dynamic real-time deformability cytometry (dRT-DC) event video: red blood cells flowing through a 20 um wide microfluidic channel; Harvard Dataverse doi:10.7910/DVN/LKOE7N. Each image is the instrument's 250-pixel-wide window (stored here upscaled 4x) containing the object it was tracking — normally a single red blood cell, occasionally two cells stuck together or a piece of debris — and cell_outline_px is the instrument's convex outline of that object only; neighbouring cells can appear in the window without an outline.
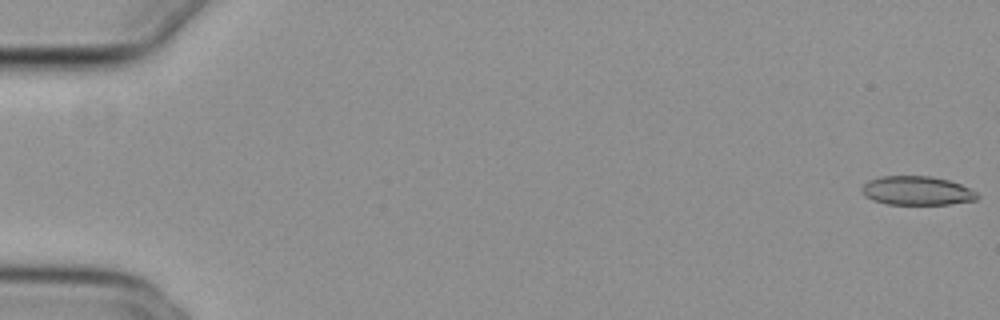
{"species": "common noctule bat (a hibernating species)", "species_latin": "Nyctalus noctula", "temperature_condition": "cold", "stored_images_in_passage": 48, "camera_frame_rate_fps": 3000, "um_per_image_px": 0.085, "animal": {"sex": "female", "body_mass_g": 29.2, "forearm_length_mm": 56.3}, "frame": {"image": 1, "passage_image": 1, "time_ms": 0.0, "image_size_px": [1000, 320], "cell_outline_px": [[980, 196], [976, 200], [948, 204], [888, 204], [872, 200], [864, 196], [860, 188], [868, 180], [880, 176], [932, 176], [948, 180], [960, 184], [976, 192]], "centroid_in_image_um": [77.91, 16.2], "position_along_channel_um": 7.1, "area_um2": 19.48}}
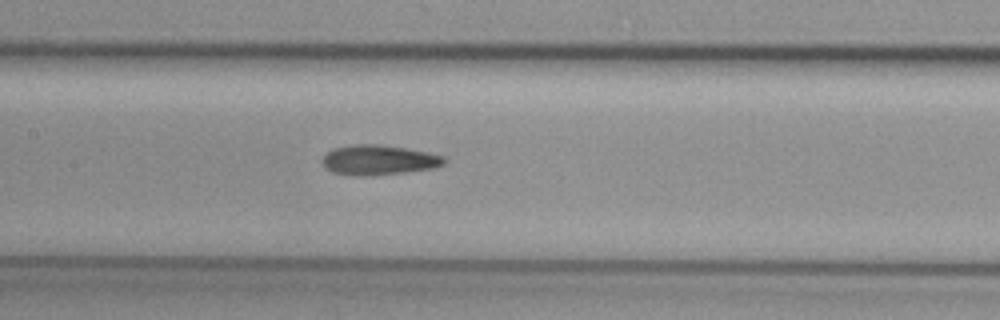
{"frame": {"image": 2, "passage_image": 27, "time_ms": 8.667, "image_size_px": [1000, 320], "cell_outline_px": [[448, 160], [444, 164], [436, 168], [404, 172], [364, 176], [360, 176], [332, 172], [320, 160], [332, 148], [352, 144], [380, 144], [408, 148], [428, 152], [444, 156]], "centroid_in_image_um": [32.23, 13.58], "position_along_channel_um": 175.2, "area_um2": 21.39}}
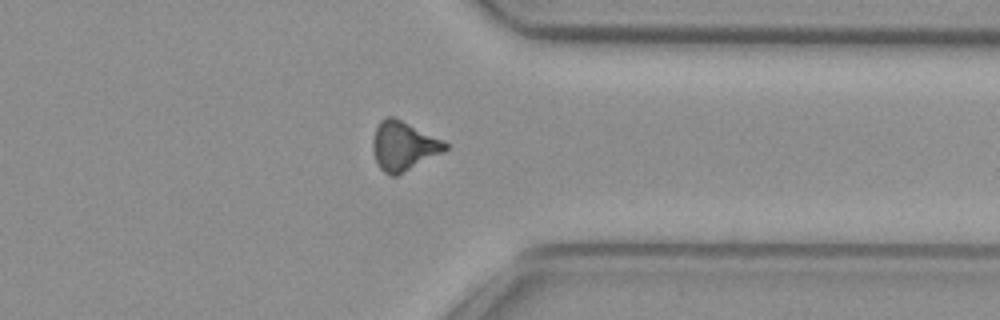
{"frame": {"image": 3, "passage_image": 43, "time_ms": 14.0, "image_size_px": [1000, 320], "cell_outline_px": [[448, 148], [396, 176], [392, 176], [384, 172], [380, 168], [372, 152], [372, 140], [376, 128], [380, 120], [384, 116], [392, 116], [444, 140], [448, 144]], "centroid_in_image_um": [34.25, 12.38], "position_along_channel_um": 377.1, "area_um2": 20.4}}